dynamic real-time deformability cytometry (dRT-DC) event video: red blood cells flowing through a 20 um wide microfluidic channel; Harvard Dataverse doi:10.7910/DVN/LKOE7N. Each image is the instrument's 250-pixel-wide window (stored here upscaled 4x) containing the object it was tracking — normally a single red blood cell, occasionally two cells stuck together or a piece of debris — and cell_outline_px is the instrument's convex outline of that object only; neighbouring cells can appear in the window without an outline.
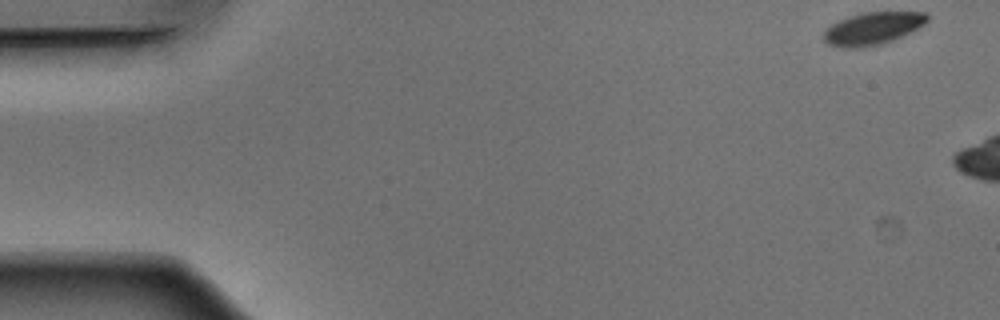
{"species": "Egyptian fruit bat (a non-hibernating species)", "species_latin": "Rousettus aegyptiacus", "temperature_condition": "warm", "stored_images_in_passage": 7, "camera_frame_rate_fps": 3000, "um_per_image_px": 0.085, "animal": {"sex": "male"}, "frame": {"image": 1, "passage_image": 1, "time_ms": 0.0, "image_size_px": [1000, 320], "cell_outline_px": [[928, 20], [924, 24], [884, 44], [860, 48], [840, 48], [828, 44], [824, 40], [824, 32], [832, 24], [848, 16], [860, 12], [928, 12]], "centroid_in_image_um": [74.15, 2.42], "position_along_channel_um": 10.8, "area_um2": 19.54}}